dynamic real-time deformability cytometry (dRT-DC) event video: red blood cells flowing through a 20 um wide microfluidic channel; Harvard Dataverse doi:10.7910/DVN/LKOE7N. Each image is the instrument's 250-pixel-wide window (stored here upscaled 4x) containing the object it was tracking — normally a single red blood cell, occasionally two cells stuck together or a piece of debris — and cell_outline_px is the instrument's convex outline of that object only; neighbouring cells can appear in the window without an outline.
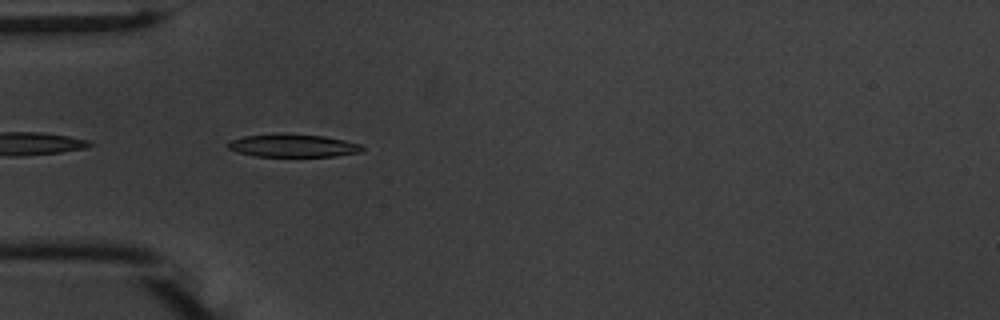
{"species": "common noctule bat (a hibernating species)", "species_latin": "Nyctalus noctula", "temperature_condition": "warm", "stored_images_in_passage": 9, "camera_frame_rate_fps": 3000, "um_per_image_px": 0.085, "animal": {"sex": "male", "body_mass_g": 20.1, "forearm_length_mm": 53.5}, "frame": {"image": 1, "passage_image": 2, "time_ms": 0.333, "image_size_px": [1000, 320], "cell_outline_px": [[364, 148], [360, 152], [336, 156], [252, 156], [228, 148], [228, 144], [232, 140], [244, 136], [324, 136], [344, 140], [360, 144]], "centroid_in_image_um": [24.97, 12.42], "position_along_channel_um": 60.0, "area_um2": 16.82}}